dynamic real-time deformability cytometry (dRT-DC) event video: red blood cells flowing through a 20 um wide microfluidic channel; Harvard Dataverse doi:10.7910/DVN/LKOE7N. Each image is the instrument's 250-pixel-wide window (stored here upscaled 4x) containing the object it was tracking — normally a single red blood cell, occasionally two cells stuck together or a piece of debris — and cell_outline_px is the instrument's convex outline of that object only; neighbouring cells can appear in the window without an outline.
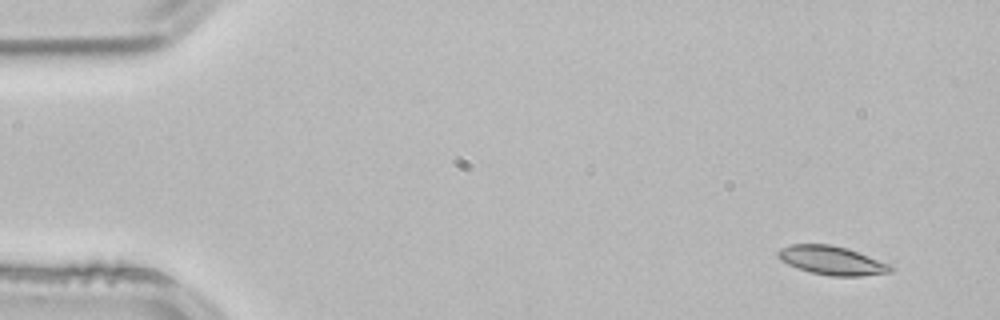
{"species": "common noctule bat (a hibernating species)", "species_latin": "Nyctalus noctula", "temperature_condition": "room temperature", "stored_images_in_passage": 3, "camera_frame_rate_fps": 3000, "um_per_image_px": 0.085, "animal": {"sex": "male", "body_mass_g": 21.5, "forearm_length_mm": 52.0}, "frame": {"image": 1, "passage_image": 1, "time_ms": 0.0, "image_size_px": [1000, 320], "cell_outline_px": [[896, 268], [892, 272], [860, 276], [832, 276], [812, 272], [788, 264], [780, 260], [776, 256], [776, 252], [780, 248], [792, 244], [828, 244], [848, 248], [892, 264]], "centroid_in_image_um": [70.75, 22.13], "position_along_channel_um": 14.2, "area_um2": 19.02}}
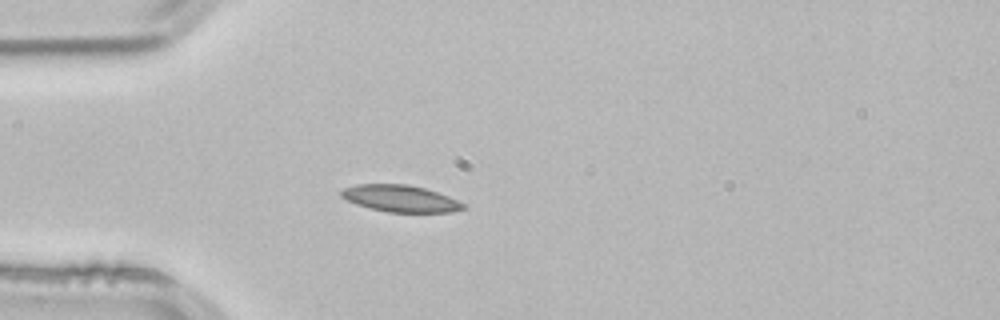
{"frame": {"image": 2, "passage_image": 3, "time_ms": 0.667, "image_size_px": [1000, 320], "cell_outline_px": [[468, 208], [452, 212], [388, 212], [356, 204], [340, 196], [340, 192], [344, 188], [356, 184], [408, 184], [424, 188], [448, 196], [468, 204]], "centroid_in_image_um": [34.09, 16.87], "position_along_channel_um": 50.9, "area_um2": 19.07}}